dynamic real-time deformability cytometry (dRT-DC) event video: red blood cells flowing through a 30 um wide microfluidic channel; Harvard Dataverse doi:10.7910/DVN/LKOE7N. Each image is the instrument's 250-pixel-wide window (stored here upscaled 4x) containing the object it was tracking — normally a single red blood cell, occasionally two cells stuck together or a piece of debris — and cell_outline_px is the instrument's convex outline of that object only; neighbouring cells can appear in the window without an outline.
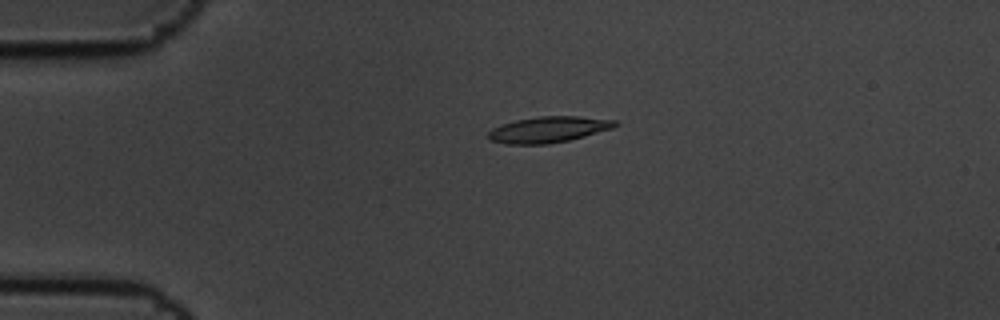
{"species": "common noctule bat (a hibernating species)", "species_latin": "Nyctalus noctula", "temperature_condition": "cold", "stored_images_in_passage": 5, "camera_frame_rate_fps": 3000, "um_per_image_px": 0.085, "animal": {"sex": "male", "body_mass_g": 19.5, "forearm_length_mm": 54.6}, "frame": {"image": 1, "passage_image": 4, "time_ms": 1.0, "image_size_px": [1000, 320], "cell_outline_px": [[620, 124], [612, 128], [584, 136], [568, 140], [548, 144], [508, 144], [492, 140], [488, 136], [488, 132], [492, 128], [500, 124], [516, 120], [540, 116], [580, 116], [616, 120]], "centroid_in_image_um": [46.63, 11.0], "position_along_channel_um": 38.4, "area_um2": 19.13}}